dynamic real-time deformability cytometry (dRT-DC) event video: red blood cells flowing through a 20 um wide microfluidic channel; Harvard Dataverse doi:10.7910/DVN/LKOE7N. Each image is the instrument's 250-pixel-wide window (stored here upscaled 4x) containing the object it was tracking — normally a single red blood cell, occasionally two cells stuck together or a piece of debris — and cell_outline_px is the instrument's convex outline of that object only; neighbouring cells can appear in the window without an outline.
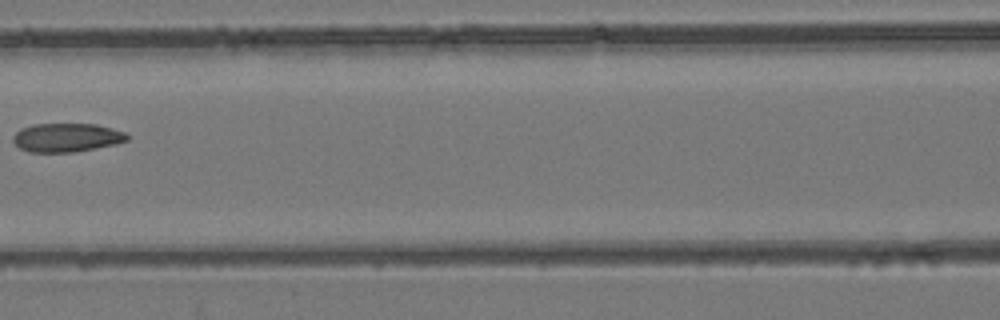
{"species": "common noctule bat (a hibernating species)", "species_latin": "Nyctalus noctula", "temperature_condition": "room temperature", "stored_images_in_passage": 5, "camera_frame_rate_fps": 3000, "um_per_image_px": 0.085, "animal": {"sex": "female", "body_mass_g": 24.6, "forearm_length_mm": 56.2}, "frame": {"image": 1, "passage_image": 4, "time_ms": 1.0, "image_size_px": [1000, 320], "cell_outline_px": [[128, 140], [116, 144], [96, 148], [72, 152], [28, 152], [20, 148], [12, 140], [12, 136], [20, 128], [32, 124], [96, 124], [124, 132], [128, 136]], "centroid_in_image_um": [5.63, 11.69], "position_along_channel_um": 161.0, "area_um2": 19.07}}
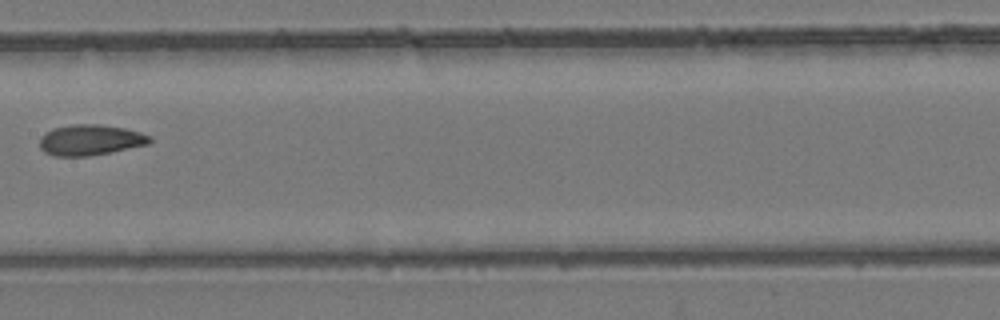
{"frame": {"image": 2, "passage_image": 5, "time_ms": 1.333, "image_size_px": [1000, 320], "cell_outline_px": [[152, 140], [148, 144], [112, 152], [88, 156], [52, 156], [44, 152], [40, 148], [40, 136], [52, 128], [72, 124], [100, 124], [124, 128], [140, 132], [152, 136]], "centroid_in_image_um": [7.66, 11.9], "position_along_channel_um": 199.7, "area_um2": 19.88}}